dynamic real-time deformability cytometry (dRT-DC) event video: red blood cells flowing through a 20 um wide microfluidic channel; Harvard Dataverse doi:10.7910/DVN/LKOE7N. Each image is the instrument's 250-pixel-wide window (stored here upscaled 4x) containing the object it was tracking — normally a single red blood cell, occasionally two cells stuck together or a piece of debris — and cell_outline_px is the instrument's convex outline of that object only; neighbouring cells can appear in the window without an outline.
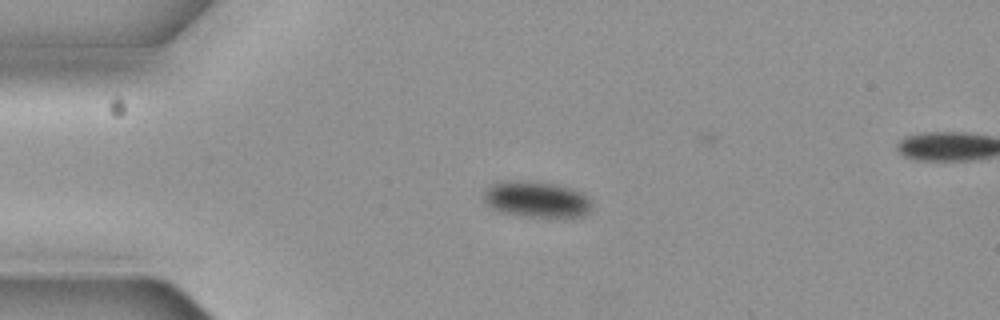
{"species": "common noctule bat (a hibernating species)", "species_latin": "Nyctalus noctula", "temperature_condition": "cold", "stored_images_in_passage": 5, "camera_frame_rate_fps": 3000, "um_per_image_px": 0.085, "animal": {"sex": "female", "body_mass_g": 19.3, "forearm_length_mm": 54.1}, "frame": {"image": 1, "passage_image": 3, "time_ms": 0.667, "image_size_px": [1000, 320], "cell_outline_px": [[592, 208], [584, 216], [520, 216], [500, 212], [492, 208], [484, 200], [484, 192], [488, 184], [496, 180], [536, 180], [556, 184], [572, 188], [584, 192], [592, 200]], "centroid_in_image_um": [45.59, 16.9], "position_along_channel_um": 39.4, "area_um2": 23.41}}